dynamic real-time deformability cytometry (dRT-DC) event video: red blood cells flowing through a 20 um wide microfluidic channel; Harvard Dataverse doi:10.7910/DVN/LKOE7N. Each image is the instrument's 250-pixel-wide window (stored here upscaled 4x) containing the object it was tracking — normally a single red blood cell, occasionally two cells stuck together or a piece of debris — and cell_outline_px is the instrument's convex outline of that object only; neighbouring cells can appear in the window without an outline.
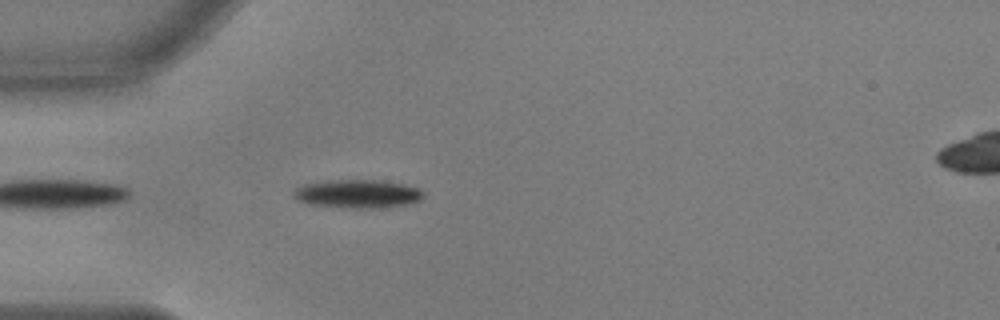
{"species": "common noctule bat (a hibernating species)", "species_latin": "Nyctalus noctula", "temperature_condition": "warm", "stored_images_in_passage": 42, "camera_frame_rate_fps": 3000, "um_per_image_px": 0.085, "animal": {"sex": "male", "body_mass_g": 17.9, "forearm_length_mm": 54.2}, "frame": {"image": 1, "passage_image": 3, "time_ms": 0.667, "image_size_px": [1000, 320], "cell_outline_px": [[424, 196], [420, 200], [404, 204], [368, 208], [352, 208], [308, 204], [296, 200], [292, 196], [292, 192], [296, 188], [304, 184], [328, 180], [376, 180], [400, 184], [416, 188], [424, 192]], "centroid_in_image_um": [30.3, 16.47], "position_along_channel_um": 54.7, "area_um2": 21.15}}
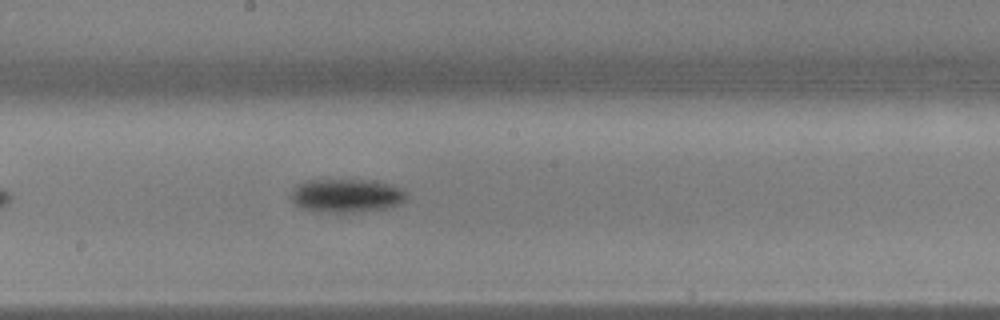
{"frame": {"image": 2, "passage_image": 17, "time_ms": 5.333, "image_size_px": [1000, 320], "cell_outline_px": [[408, 196], [404, 200], [388, 208], [352, 212], [332, 212], [300, 208], [288, 196], [292, 188], [296, 184], [308, 180], [360, 180], [384, 184], [400, 188], [408, 192]], "centroid_in_image_um": [29.37, 16.62], "position_along_channel_um": 218.8, "area_um2": 22.25}}
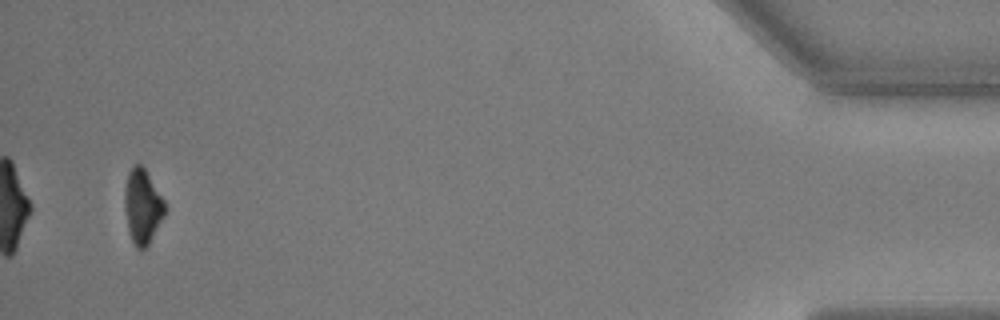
{"frame": {"image": 3, "passage_image": 40, "time_ms": 13.0, "image_size_px": [1000, 320], "cell_outline_px": [[164, 216], [148, 244], [140, 252], [136, 248], [128, 232], [124, 208], [124, 188], [128, 172], [132, 164], [140, 164], [144, 168], [164, 200]], "centroid_in_image_um": [12.07, 17.55], "position_along_channel_um": 423.1, "area_um2": 17.46}, "authors_computed_cell_mechanics": {"area_um2": 20.7502, "velocity_mm_per_s": 3.6778, "shape_relaxation_time_tau1_ms": 2.3887, "shape_relaxation_time_tau2_ms": null, "deformation_change_tau1": 0.114, "deformation_change_tau2": null}}